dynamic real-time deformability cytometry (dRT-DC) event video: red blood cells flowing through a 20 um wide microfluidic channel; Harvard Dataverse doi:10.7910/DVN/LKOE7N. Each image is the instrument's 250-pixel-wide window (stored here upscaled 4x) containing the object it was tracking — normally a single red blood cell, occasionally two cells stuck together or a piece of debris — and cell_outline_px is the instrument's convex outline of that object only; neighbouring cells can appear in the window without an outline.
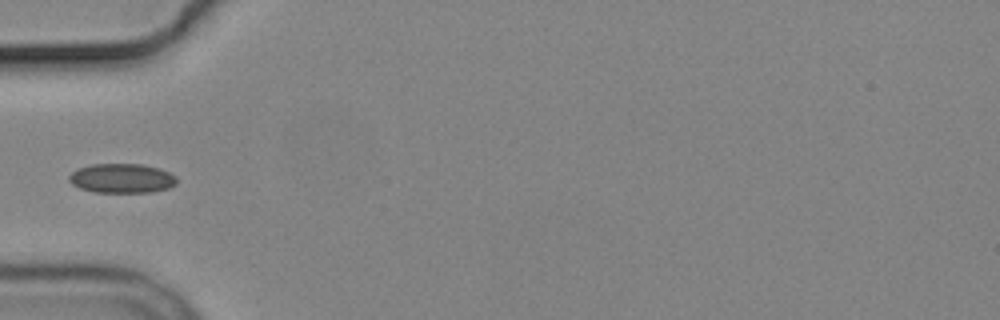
{"species": "common noctule bat (a hibernating species)", "species_latin": "Nyctalus noctula", "temperature_condition": "cold", "stored_images_in_passage": 5, "camera_frame_rate_fps": 3000, "um_per_image_px": 0.085, "animal": {"sex": "male", "body_mass_g": 19.2, "forearm_length_mm": 51.8}, "frame": {"image": 1, "passage_image": 5, "time_ms": 4.667, "image_size_px": [1000, 320], "cell_outline_px": [[176, 184], [168, 188], [152, 192], [96, 192], [80, 188], [72, 184], [68, 180], [68, 176], [72, 172], [80, 168], [92, 164], [140, 164], [160, 168], [176, 176]], "centroid_in_image_um": [10.36, 15.15], "position_along_channel_um": 74.6, "area_um2": 18.38}}